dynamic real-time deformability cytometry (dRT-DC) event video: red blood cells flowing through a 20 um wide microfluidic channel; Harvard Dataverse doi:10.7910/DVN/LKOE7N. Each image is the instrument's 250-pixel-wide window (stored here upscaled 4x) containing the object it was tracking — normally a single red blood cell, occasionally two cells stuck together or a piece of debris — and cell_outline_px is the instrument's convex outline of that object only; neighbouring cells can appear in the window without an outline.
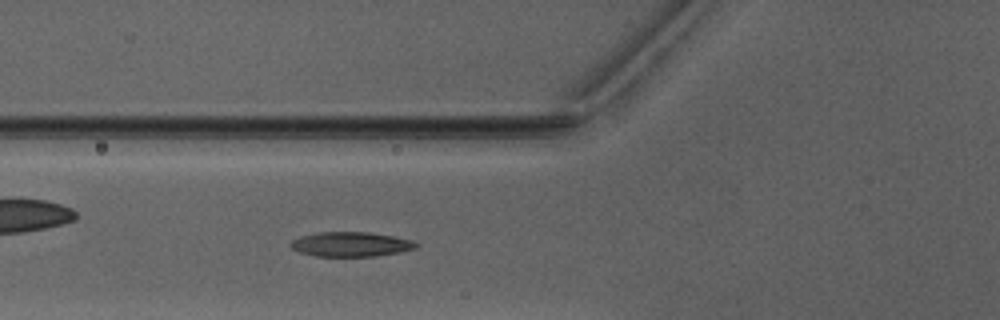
{"species": "Egyptian fruit bat (a non-hibernating species)", "species_latin": "Rousettus aegyptiacus", "temperature_condition": "warm", "stored_images_in_passage": 51, "camera_frame_rate_fps": 3000, "um_per_image_px": 0.085, "animal": {"sex": "male"}, "frame": {"image": 1, "passage_image": 20, "time_ms": 6.333, "image_size_px": [1000, 320], "cell_outline_px": [[420, 244], [416, 248], [400, 252], [376, 256], [316, 256], [300, 252], [292, 248], [288, 244], [292, 240], [300, 236], [320, 232], [368, 232], [392, 236], [412, 240]], "centroid_in_image_um": [29.82, 20.76], "position_along_channel_um": 96.0, "area_um2": 17.98}}
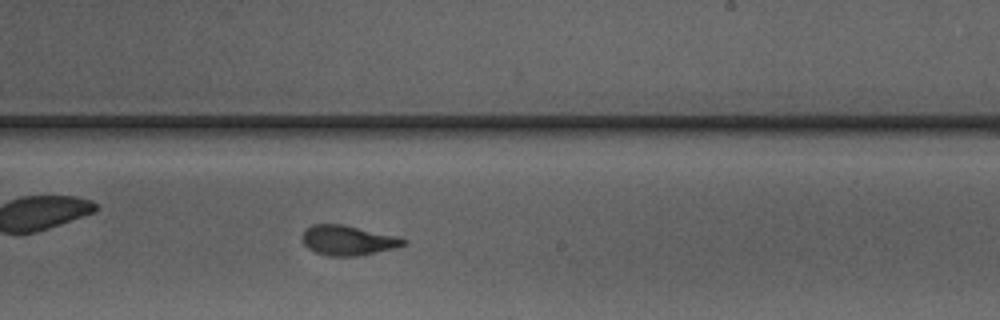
{"frame": {"image": 2, "passage_image": 32, "time_ms": 10.333, "image_size_px": [1000, 320], "cell_outline_px": [[408, 244], [392, 248], [356, 256], [328, 256], [316, 252], [308, 248], [304, 244], [304, 232], [312, 224], [340, 224], [396, 236], [408, 240]], "centroid_in_image_um": [29.58, 20.43], "position_along_channel_um": 259.4, "area_um2": 17.17}}
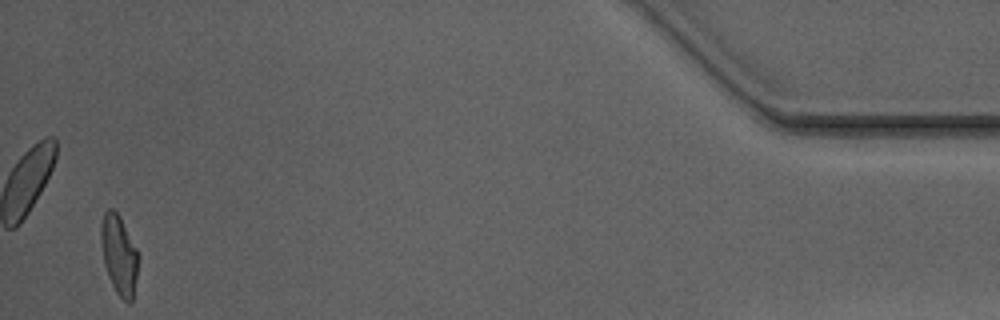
{"frame": {"image": 3, "passage_image": 50, "time_ms": 16.333, "image_size_px": [1000, 320], "cell_outline_px": [[140, 256], [132, 300], [128, 304], [116, 292], [108, 276], [104, 264], [100, 244], [100, 224], [104, 212], [108, 208], [112, 208], [120, 216]], "centroid_in_image_um": [10.1, 21.63], "position_along_channel_um": 425.1, "area_um2": 17.46}}